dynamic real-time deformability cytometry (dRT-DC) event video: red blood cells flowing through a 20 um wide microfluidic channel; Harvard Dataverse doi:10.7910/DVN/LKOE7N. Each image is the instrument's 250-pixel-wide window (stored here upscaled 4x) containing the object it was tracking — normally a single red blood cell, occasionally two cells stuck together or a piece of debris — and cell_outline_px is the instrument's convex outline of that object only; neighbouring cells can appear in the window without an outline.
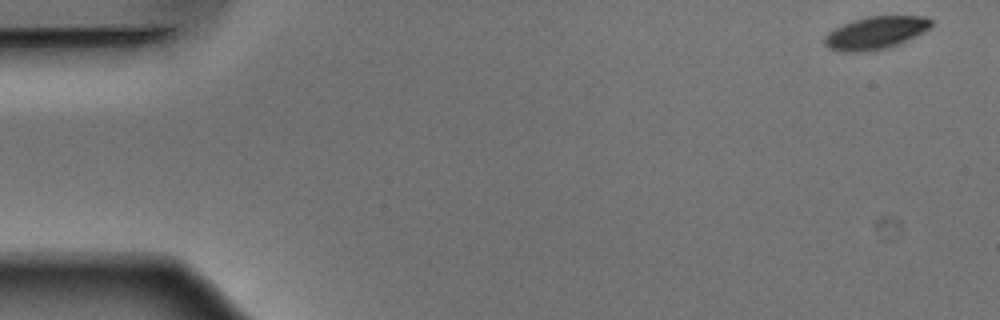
{"species": "Egyptian fruit bat (a non-hibernating species)", "species_latin": "Rousettus aegyptiacus", "temperature_condition": "warm", "stored_images_in_passage": 51, "camera_frame_rate_fps": 3000, "um_per_image_px": 0.085, "animal": {"sex": "male"}, "frame": {"image": 1, "passage_image": 1, "time_ms": 0.0, "image_size_px": [1000, 320], "cell_outline_px": [[932, 24], [924, 32], [888, 48], [860, 52], [840, 52], [828, 48], [824, 44], [824, 36], [828, 32], [844, 24], [868, 16], [928, 16], [932, 20]], "centroid_in_image_um": [74.41, 2.8], "position_along_channel_um": 10.6, "area_um2": 20.17}}
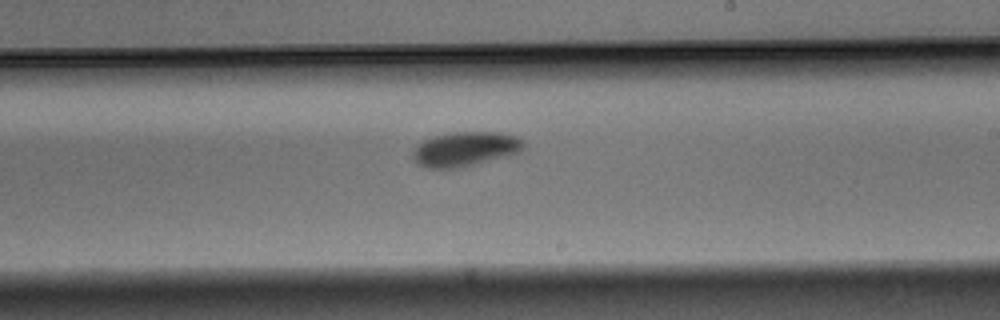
{"frame": {"image": 2, "passage_image": 30, "time_ms": 9.667, "image_size_px": [1000, 320], "cell_outline_px": [[524, 148], [520, 152], [508, 156], [460, 168], [428, 168], [412, 160], [412, 152], [416, 144], [424, 140], [436, 136], [456, 132], [500, 132], [516, 136], [524, 140]], "centroid_in_image_um": [39.56, 12.67], "position_along_channel_um": 249.4, "area_um2": 22.43}}
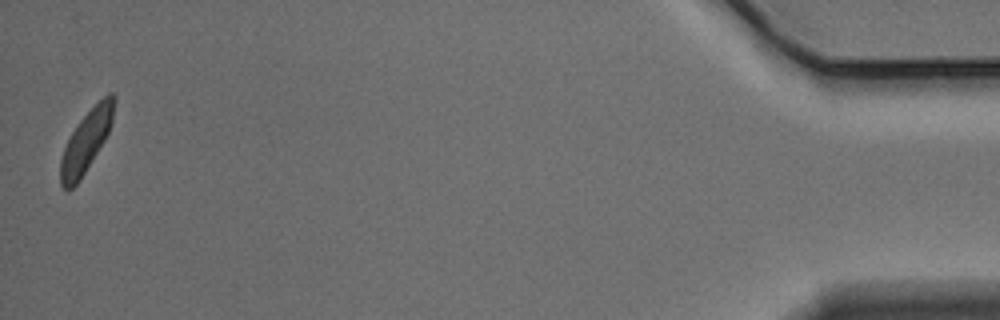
{"frame": {"image": 3, "passage_image": 51, "time_ms": 16.667, "image_size_px": [1000, 320], "cell_outline_px": [[116, 100], [112, 120], [108, 132], [104, 140], [80, 180], [68, 192], [60, 184], [60, 160], [64, 148], [72, 132], [80, 120], [108, 92], [112, 92], [116, 96]], "centroid_in_image_um": [7.32, 12.01], "position_along_channel_um": 427.9, "area_um2": 18.84}, "authors_computed_cell_mechanics": {"area_um2": 21.1548, "velocity_mm_per_s": 3.842, "shape_relaxation_time_tau1_ms": 2.2032, "shape_relaxation_time_tau2_ms": null, "deformation_change_tau1": 0.0926, "deformation_change_tau2": null}}